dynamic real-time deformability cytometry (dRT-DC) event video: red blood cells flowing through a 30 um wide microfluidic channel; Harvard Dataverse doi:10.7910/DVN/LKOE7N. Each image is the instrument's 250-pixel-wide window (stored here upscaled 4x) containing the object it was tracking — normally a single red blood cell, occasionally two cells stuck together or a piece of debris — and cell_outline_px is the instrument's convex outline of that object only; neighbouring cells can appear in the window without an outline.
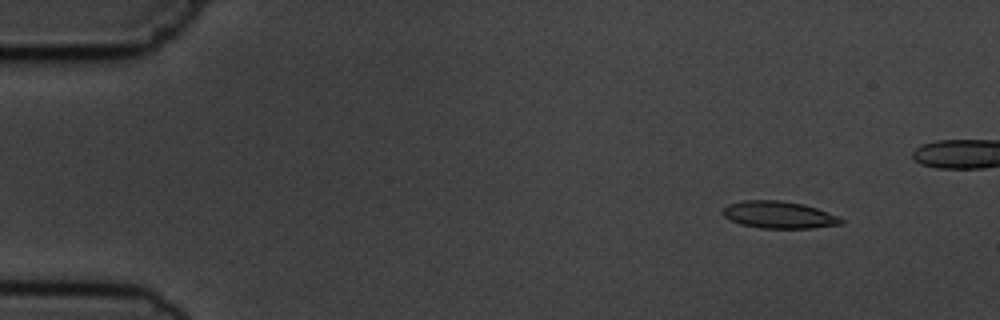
{"species": "common noctule bat (a hibernating species)", "species_latin": "Nyctalus noctula", "temperature_condition": "cold", "stored_images_in_passage": 5, "camera_frame_rate_fps": 3000, "um_per_image_px": 0.085, "animal": {"sex": "male", "body_mass_g": 19.5, "forearm_length_mm": 54.6}, "frame": {"image": 1, "passage_image": 2, "time_ms": 1.0, "image_size_px": [1000, 320], "cell_outline_px": [[844, 224], [812, 228], [760, 228], [740, 224], [724, 216], [720, 212], [728, 204], [744, 200], [780, 200], [804, 204], [840, 216], [844, 220]], "centroid_in_image_um": [66.23, 18.26], "position_along_channel_um": 18.8, "area_um2": 18.84}}